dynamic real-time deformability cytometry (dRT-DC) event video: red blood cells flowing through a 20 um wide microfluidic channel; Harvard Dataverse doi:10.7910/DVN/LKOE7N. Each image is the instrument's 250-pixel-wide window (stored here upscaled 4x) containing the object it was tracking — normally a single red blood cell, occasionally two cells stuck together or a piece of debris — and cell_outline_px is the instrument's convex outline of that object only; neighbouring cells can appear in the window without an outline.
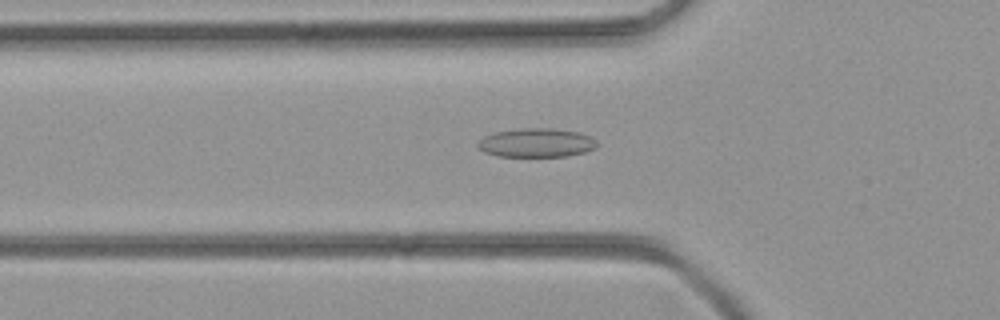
{"species": "common noctule bat (a hibernating species)", "species_latin": "Nyctalus noctula", "temperature_condition": "room temperature", "stored_images_in_passage": 50, "camera_frame_rate_fps": 3000, "um_per_image_px": 0.085, "animal": {"sex": "female", "body_mass_g": 21.9}, "frame": {"image": 1, "passage_image": 17, "time_ms": 5.333, "image_size_px": [1000, 320], "cell_outline_px": [[600, 144], [596, 148], [584, 152], [564, 156], [496, 156], [484, 152], [476, 144], [484, 136], [496, 132], [524, 128], [552, 128], [580, 132], [592, 136]], "centroid_in_image_um": [45.64, 12.13], "position_along_channel_um": 80.2, "area_um2": 20.11}}
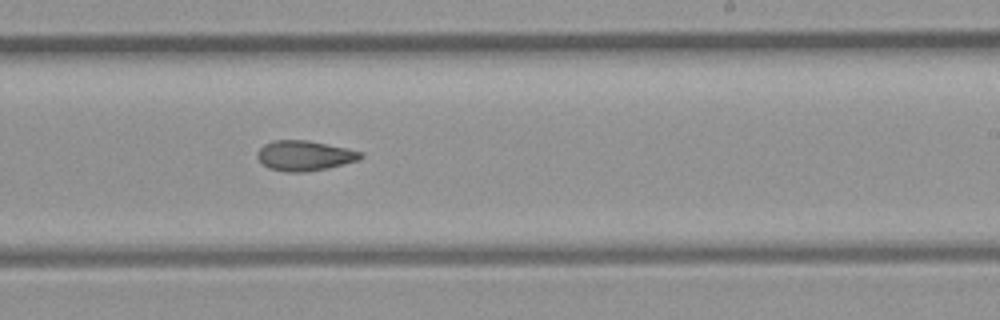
{"frame": {"image": 2, "passage_image": 30, "time_ms": 9.667, "image_size_px": [1000, 320], "cell_outline_px": [[364, 156], [360, 160], [328, 168], [304, 172], [288, 172], [268, 168], [256, 156], [256, 152], [264, 144], [272, 140], [308, 140], [348, 148], [364, 152]], "centroid_in_image_um": [25.92, 13.22], "position_along_channel_um": 263.1, "area_um2": 18.32}}
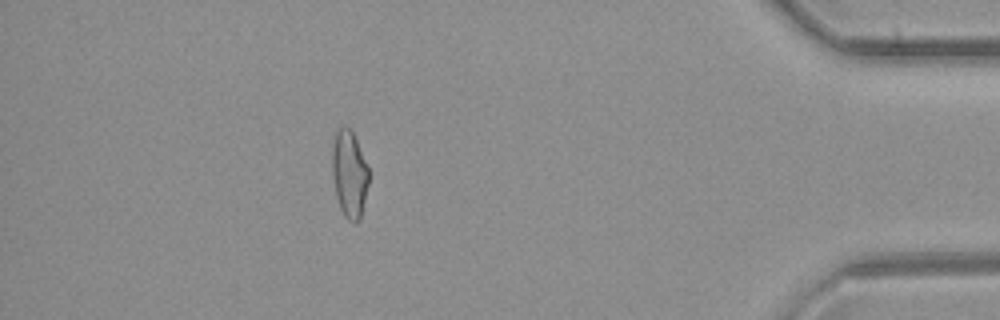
{"frame": {"image": 3, "passage_image": 44, "time_ms": 14.333, "image_size_px": [1000, 320], "cell_outline_px": [[368, 184], [360, 220], [348, 220], [344, 216], [340, 208], [336, 196], [332, 172], [332, 144], [336, 132], [340, 124], [348, 128], [352, 132], [356, 140], [368, 168]], "centroid_in_image_um": [29.67, 14.77], "position_along_channel_um": 405.5, "area_um2": 18.32}}